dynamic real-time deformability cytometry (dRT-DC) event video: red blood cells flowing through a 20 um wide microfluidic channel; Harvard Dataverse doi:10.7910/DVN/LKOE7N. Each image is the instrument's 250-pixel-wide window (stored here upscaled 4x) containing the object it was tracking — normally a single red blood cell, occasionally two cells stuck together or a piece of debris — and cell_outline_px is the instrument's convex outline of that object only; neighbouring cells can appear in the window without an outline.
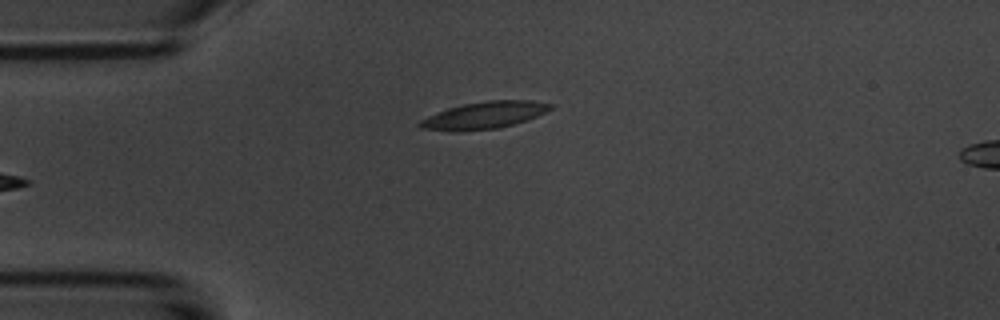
{"species": "common noctule bat (a hibernating species)", "species_latin": "Nyctalus noctula", "temperature_condition": "room temperature", "stored_images_in_passage": 5, "camera_frame_rate_fps": 3000, "um_per_image_px": 0.085, "animal": {"sex": "male", "body_mass_g": 20.1, "forearm_length_mm": 53.5}, "frame": {"image": 1, "passage_image": 5, "time_ms": 5.667, "image_size_px": [1000, 320], "cell_outline_px": [[556, 104], [552, 108], [536, 116], [512, 124], [496, 128], [420, 128], [416, 124], [420, 120], [428, 116], [448, 108], [464, 104], [484, 100], [532, 100]], "centroid_in_image_um": [41.26, 9.72], "position_along_channel_um": 43.7, "area_um2": 19.42}}